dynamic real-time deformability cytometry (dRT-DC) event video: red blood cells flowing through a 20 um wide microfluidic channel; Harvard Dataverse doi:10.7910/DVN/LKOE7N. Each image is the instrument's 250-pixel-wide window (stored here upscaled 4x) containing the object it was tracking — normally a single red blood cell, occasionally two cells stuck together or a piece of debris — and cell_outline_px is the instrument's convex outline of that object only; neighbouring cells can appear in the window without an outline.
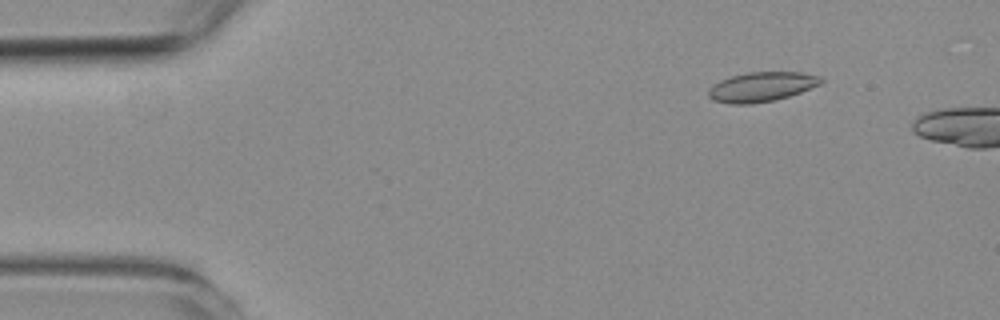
{"species": "common noctule bat (a hibernating species)", "species_latin": "Nyctalus noctula", "temperature_condition": "room temperature", "stored_images_in_passage": 12, "camera_frame_rate_fps": 3000, "um_per_image_px": 0.085, "animal": {"sex": "female", "body_mass_g": 19.3, "forearm_length_mm": 54.1}, "frame": {"image": 1, "passage_image": 6, "time_ms": 1.667, "image_size_px": [1000, 320], "cell_outline_px": [[824, 80], [820, 84], [800, 92], [776, 100], [752, 104], [732, 104], [712, 100], [708, 96], [708, 88], [720, 80], [732, 76], [748, 72], [800, 72], [820, 76]], "centroid_in_image_um": [64.71, 7.38], "position_along_channel_um": 20.3, "area_um2": 19.42}}